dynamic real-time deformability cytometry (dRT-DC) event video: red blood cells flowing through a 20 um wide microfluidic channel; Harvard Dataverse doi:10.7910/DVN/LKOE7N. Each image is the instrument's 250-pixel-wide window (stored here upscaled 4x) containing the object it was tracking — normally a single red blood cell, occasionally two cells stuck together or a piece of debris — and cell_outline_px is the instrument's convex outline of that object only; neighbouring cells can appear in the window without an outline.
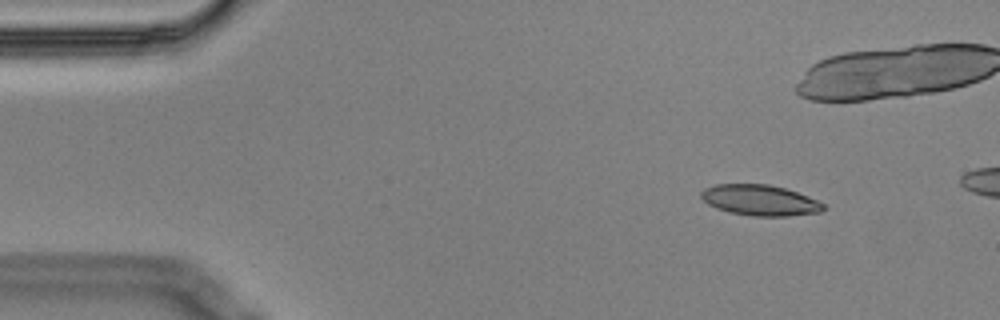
{"species": "Egyptian fruit bat (a non-hibernating species)", "species_latin": "Rousettus aegyptiacus", "temperature_condition": "cold", "stored_images_in_passage": 3, "camera_frame_rate_fps": 3000, "um_per_image_px": 0.085, "animal": {"sex": "male"}, "frame": {"image": 1, "passage_image": 1, "time_ms": 0.0, "image_size_px": [1000, 320], "cell_outline_px": [[824, 208], [820, 212], [788, 216], [752, 216], [728, 212], [716, 208], [708, 204], [700, 196], [700, 192], [704, 188], [716, 184], [768, 184], [784, 188], [808, 196], [824, 204]], "centroid_in_image_um": [64.56, 17.02], "position_along_channel_um": 20.4, "area_um2": 21.85}}